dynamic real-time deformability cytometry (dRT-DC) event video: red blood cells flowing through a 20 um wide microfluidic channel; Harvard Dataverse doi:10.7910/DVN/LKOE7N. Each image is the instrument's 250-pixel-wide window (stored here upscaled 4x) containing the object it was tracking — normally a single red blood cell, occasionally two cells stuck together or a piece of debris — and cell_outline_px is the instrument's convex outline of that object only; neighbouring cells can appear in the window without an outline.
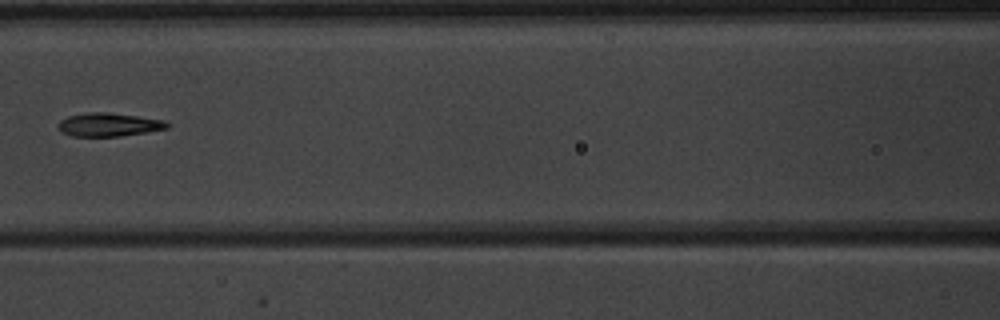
{"species": "common noctule bat (a hibernating species)", "species_latin": "Nyctalus noctula", "temperature_condition": "warm", "stored_images_in_passage": 4, "camera_frame_rate_fps": 3000, "um_per_image_px": 0.085, "animal": {"sex": "male", "body_mass_g": 20.1, "forearm_length_mm": 53.5}, "frame": {"image": 1, "passage_image": 3, "time_ms": 2.333, "image_size_px": [1000, 320], "cell_outline_px": [[172, 124], [168, 128], [120, 136], [72, 136], [60, 132], [56, 128], [56, 124], [60, 120], [68, 116], [88, 112], [108, 112], [164, 120]], "centroid_in_image_um": [9.19, 10.59], "position_along_channel_um": 157.4, "area_um2": 14.97}}
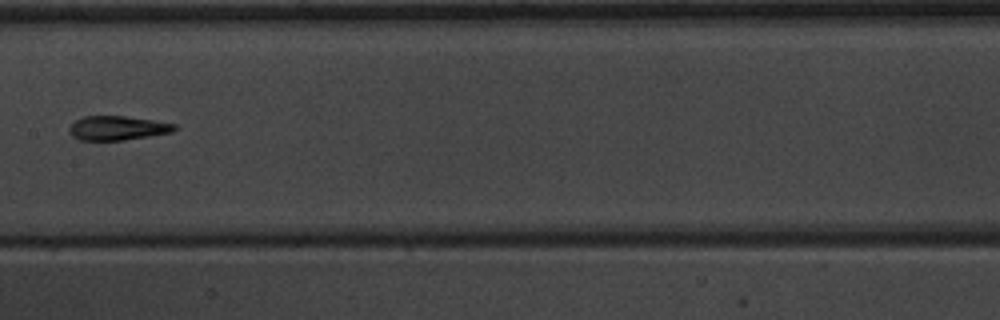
{"frame": {"image": 2, "passage_image": 4, "time_ms": 3.333, "image_size_px": [1000, 320], "cell_outline_px": [[176, 128], [172, 132], [124, 140], [80, 140], [72, 136], [68, 128], [76, 120], [84, 116], [124, 116], [152, 120], [176, 124]], "centroid_in_image_um": [9.97, 10.88], "position_along_channel_um": 197.4, "area_um2": 14.68}}